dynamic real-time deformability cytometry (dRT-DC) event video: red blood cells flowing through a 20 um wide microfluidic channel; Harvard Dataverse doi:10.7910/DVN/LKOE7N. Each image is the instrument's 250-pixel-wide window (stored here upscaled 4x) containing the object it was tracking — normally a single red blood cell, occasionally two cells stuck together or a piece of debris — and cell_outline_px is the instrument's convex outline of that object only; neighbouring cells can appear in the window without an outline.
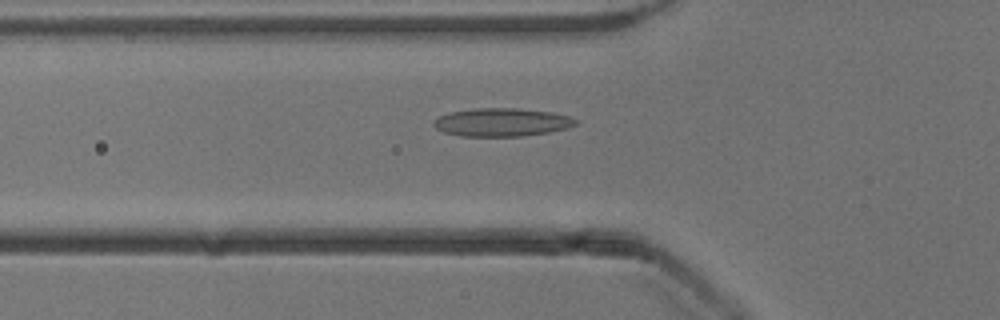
{"species": "common noctule bat (a hibernating species)", "species_latin": "Nyctalus noctula", "temperature_condition": "cold", "stored_images_in_passage": 52, "camera_frame_rate_fps": 3000, "um_per_image_px": 0.085, "animal": {"sex": "male", "body_mass_g": 13.3}, "frame": {"image": 1, "passage_image": 18, "time_ms": 5.667, "image_size_px": [1000, 320], "cell_outline_px": [[580, 124], [568, 128], [548, 132], [524, 136], [460, 136], [444, 132], [436, 128], [432, 124], [432, 120], [448, 112], [472, 108], [520, 108], [552, 112], [568, 116], [580, 120]], "centroid_in_image_um": [42.67, 10.38], "position_along_channel_um": 83.1, "area_um2": 23.7}}
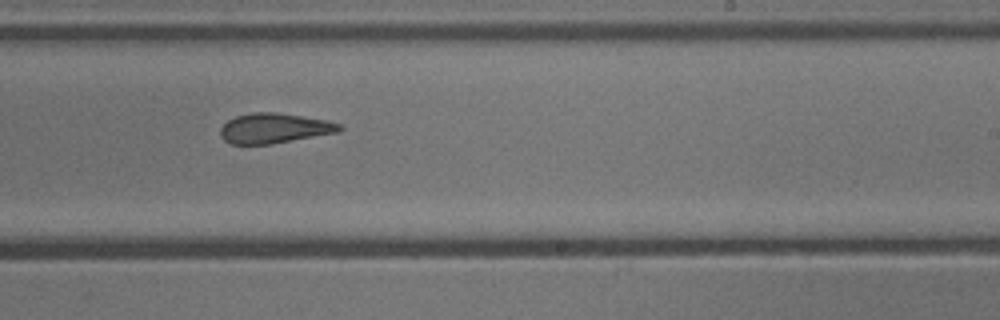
{"frame": {"image": 2, "passage_image": 32, "time_ms": 10.333, "image_size_px": [1000, 320], "cell_outline_px": [[344, 128], [340, 132], [268, 144], [232, 144], [224, 140], [220, 136], [220, 128], [228, 120], [236, 116], [252, 112], [276, 112], [324, 120], [340, 124]], "centroid_in_image_um": [23.29, 10.9], "position_along_channel_um": 265.7, "area_um2": 20.63}}
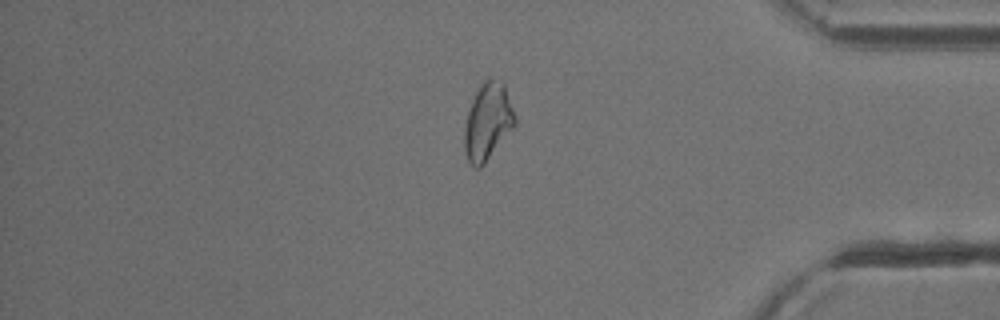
{"frame": {"image": 3, "passage_image": 44, "time_ms": 14.333, "image_size_px": [1000, 320], "cell_outline_px": [[516, 124], [484, 164], [480, 168], [476, 168], [468, 160], [464, 148], [464, 132], [468, 112], [472, 100], [480, 84], [488, 76], [504, 84], [516, 116]], "centroid_in_image_um": [41.46, 10.32], "position_along_channel_um": 393.7, "area_um2": 22.43}, "authors_computed_cell_mechanics": {"area_um2": 22.7443, "velocity_mm_per_s": 3.8948, "shape_relaxation_time_tau1_ms": null, "shape_relaxation_time_tau2_ms": 0.9791, "deformation_change_tau1": null, "deformation_change_tau2": 0.0901}}